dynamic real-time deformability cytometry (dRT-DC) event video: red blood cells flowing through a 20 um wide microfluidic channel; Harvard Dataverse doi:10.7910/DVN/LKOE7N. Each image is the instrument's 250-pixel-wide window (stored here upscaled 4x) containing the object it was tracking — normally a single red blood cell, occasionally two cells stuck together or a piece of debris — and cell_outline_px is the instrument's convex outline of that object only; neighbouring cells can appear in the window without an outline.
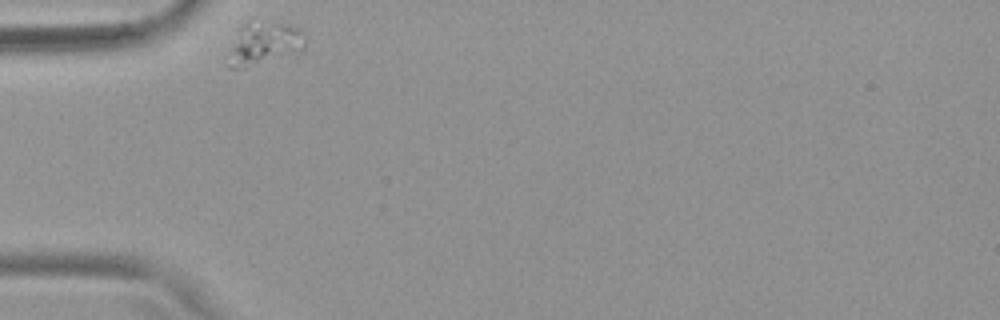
{"species": "common noctule bat (a hibernating species)", "species_latin": "Nyctalus noctula", "temperature_condition": "warm", "stored_images_in_passage": 32, "camera_frame_rate_fps": 3000, "um_per_image_px": 0.085, "animal": {"sex": "female", "body_mass_g": 19.9}, "frame": {"image": 1, "passage_image": 1, "time_ms": 0.0, "image_size_px": [1000, 320], "cell_outline_px": [[304, 48], [300, 52], [244, 68], [228, 68], [232, 52], [240, 28], [252, 16], [288, 24], [296, 28], [304, 40]], "centroid_in_image_um": [22.48, 3.62], "position_along_channel_um": 62.5, "area_um2": 18.96}}
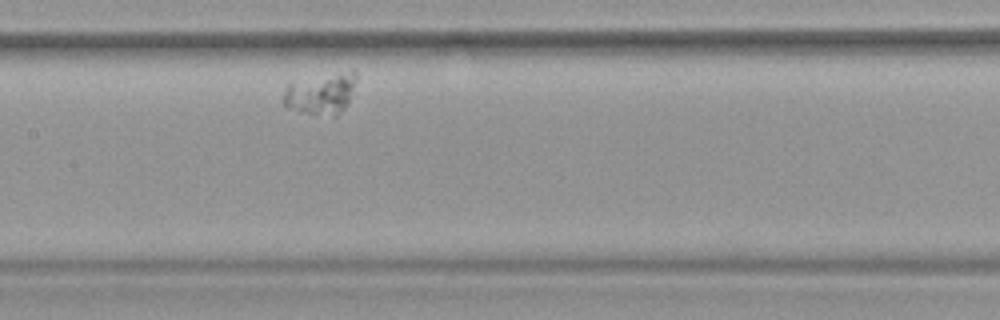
{"frame": {"image": 2, "passage_image": 13, "time_ms": 4.0, "image_size_px": [1000, 320], "cell_outline_px": [[356, 76], [348, 104], [336, 116], [332, 116], [300, 112], [288, 108], [284, 104], [284, 92], [288, 84], [352, 68], [356, 72]], "centroid_in_image_um": [27.32, 7.95], "position_along_channel_um": 180.1, "area_um2": 17.34}}
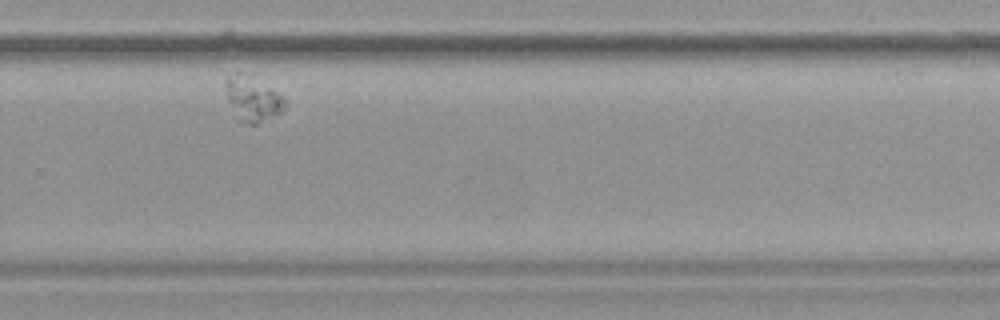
{"frame": {"image": 3, "passage_image": 25, "time_ms": 8.0, "image_size_px": [1000, 320], "cell_outline_px": [[288, 104], [284, 112], [280, 116], [256, 124], [248, 124], [236, 120], [228, 100], [228, 72], [244, 72], [276, 92]], "centroid_in_image_um": [21.51, 8.46], "position_along_channel_um": 308.3, "area_um2": 15.55}}